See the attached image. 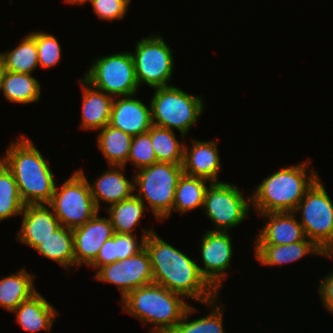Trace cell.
Listing matches in <instances>:
<instances>
[{
    "label": "cell",
    "mask_w": 333,
    "mask_h": 333,
    "mask_svg": "<svg viewBox=\"0 0 333 333\" xmlns=\"http://www.w3.org/2000/svg\"><path fill=\"white\" fill-rule=\"evenodd\" d=\"M145 248L151 259L153 283L205 305L218 298V292L202 276L199 265L155 232L146 237Z\"/></svg>",
    "instance_id": "cell-1"
},
{
    "label": "cell",
    "mask_w": 333,
    "mask_h": 333,
    "mask_svg": "<svg viewBox=\"0 0 333 333\" xmlns=\"http://www.w3.org/2000/svg\"><path fill=\"white\" fill-rule=\"evenodd\" d=\"M25 138L12 142L0 160L12 172L25 205L48 204L56 186L52 170L33 142Z\"/></svg>",
    "instance_id": "cell-2"
},
{
    "label": "cell",
    "mask_w": 333,
    "mask_h": 333,
    "mask_svg": "<svg viewBox=\"0 0 333 333\" xmlns=\"http://www.w3.org/2000/svg\"><path fill=\"white\" fill-rule=\"evenodd\" d=\"M307 167L308 161L274 172L263 179L247 201H252L258 214L294 212L307 190L319 178L313 169L311 173L307 172Z\"/></svg>",
    "instance_id": "cell-3"
},
{
    "label": "cell",
    "mask_w": 333,
    "mask_h": 333,
    "mask_svg": "<svg viewBox=\"0 0 333 333\" xmlns=\"http://www.w3.org/2000/svg\"><path fill=\"white\" fill-rule=\"evenodd\" d=\"M122 304L125 312L137 317L142 323L155 325L150 333H169L190 306L182 295L156 283L130 291L122 299Z\"/></svg>",
    "instance_id": "cell-4"
},
{
    "label": "cell",
    "mask_w": 333,
    "mask_h": 333,
    "mask_svg": "<svg viewBox=\"0 0 333 333\" xmlns=\"http://www.w3.org/2000/svg\"><path fill=\"white\" fill-rule=\"evenodd\" d=\"M203 104L202 96L195 97L174 85L155 88L150 100L153 125L178 129L184 137L199 119Z\"/></svg>",
    "instance_id": "cell-5"
},
{
    "label": "cell",
    "mask_w": 333,
    "mask_h": 333,
    "mask_svg": "<svg viewBox=\"0 0 333 333\" xmlns=\"http://www.w3.org/2000/svg\"><path fill=\"white\" fill-rule=\"evenodd\" d=\"M182 174V164L168 162H156L136 171L134 189L139 187L136 196L142 202L146 198L157 220L168 218L173 211L175 190Z\"/></svg>",
    "instance_id": "cell-6"
},
{
    "label": "cell",
    "mask_w": 333,
    "mask_h": 333,
    "mask_svg": "<svg viewBox=\"0 0 333 333\" xmlns=\"http://www.w3.org/2000/svg\"><path fill=\"white\" fill-rule=\"evenodd\" d=\"M87 180L83 171L78 170L60 186V190L55 186L48 205L61 226L73 230L83 226L99 212Z\"/></svg>",
    "instance_id": "cell-7"
},
{
    "label": "cell",
    "mask_w": 333,
    "mask_h": 333,
    "mask_svg": "<svg viewBox=\"0 0 333 333\" xmlns=\"http://www.w3.org/2000/svg\"><path fill=\"white\" fill-rule=\"evenodd\" d=\"M318 178L298 204L302 218L299 222L306 237L326 256H333V203Z\"/></svg>",
    "instance_id": "cell-8"
},
{
    "label": "cell",
    "mask_w": 333,
    "mask_h": 333,
    "mask_svg": "<svg viewBox=\"0 0 333 333\" xmlns=\"http://www.w3.org/2000/svg\"><path fill=\"white\" fill-rule=\"evenodd\" d=\"M88 70L83 78L112 97L136 94L138 90L131 52L98 58Z\"/></svg>",
    "instance_id": "cell-9"
},
{
    "label": "cell",
    "mask_w": 333,
    "mask_h": 333,
    "mask_svg": "<svg viewBox=\"0 0 333 333\" xmlns=\"http://www.w3.org/2000/svg\"><path fill=\"white\" fill-rule=\"evenodd\" d=\"M161 36H149L136 42L134 60L136 79L152 88L166 87L174 68L173 52Z\"/></svg>",
    "instance_id": "cell-10"
},
{
    "label": "cell",
    "mask_w": 333,
    "mask_h": 333,
    "mask_svg": "<svg viewBox=\"0 0 333 333\" xmlns=\"http://www.w3.org/2000/svg\"><path fill=\"white\" fill-rule=\"evenodd\" d=\"M232 183L212 182L207 187L203 209L214 223L215 230L227 232L247 217L250 204Z\"/></svg>",
    "instance_id": "cell-11"
},
{
    "label": "cell",
    "mask_w": 333,
    "mask_h": 333,
    "mask_svg": "<svg viewBox=\"0 0 333 333\" xmlns=\"http://www.w3.org/2000/svg\"><path fill=\"white\" fill-rule=\"evenodd\" d=\"M95 278L115 284L123 299L130 291L153 283L150 255L144 247L136 255L100 267Z\"/></svg>",
    "instance_id": "cell-12"
},
{
    "label": "cell",
    "mask_w": 333,
    "mask_h": 333,
    "mask_svg": "<svg viewBox=\"0 0 333 333\" xmlns=\"http://www.w3.org/2000/svg\"><path fill=\"white\" fill-rule=\"evenodd\" d=\"M201 254L204 268L199 267L202 276L219 293L222 280L232 258V240L228 232L206 231L202 236ZM225 272V273H224Z\"/></svg>",
    "instance_id": "cell-13"
},
{
    "label": "cell",
    "mask_w": 333,
    "mask_h": 333,
    "mask_svg": "<svg viewBox=\"0 0 333 333\" xmlns=\"http://www.w3.org/2000/svg\"><path fill=\"white\" fill-rule=\"evenodd\" d=\"M99 213L83 226L72 230L74 239L75 266L90 265L97 257L101 246L115 234L111 221L99 217Z\"/></svg>",
    "instance_id": "cell-14"
},
{
    "label": "cell",
    "mask_w": 333,
    "mask_h": 333,
    "mask_svg": "<svg viewBox=\"0 0 333 333\" xmlns=\"http://www.w3.org/2000/svg\"><path fill=\"white\" fill-rule=\"evenodd\" d=\"M135 94L114 97L109 125L132 137L149 131L152 122L151 106L147 107Z\"/></svg>",
    "instance_id": "cell-15"
},
{
    "label": "cell",
    "mask_w": 333,
    "mask_h": 333,
    "mask_svg": "<svg viewBox=\"0 0 333 333\" xmlns=\"http://www.w3.org/2000/svg\"><path fill=\"white\" fill-rule=\"evenodd\" d=\"M22 214V225L17 240L32 248H35L61 226L48 204H27L24 206Z\"/></svg>",
    "instance_id": "cell-16"
},
{
    "label": "cell",
    "mask_w": 333,
    "mask_h": 333,
    "mask_svg": "<svg viewBox=\"0 0 333 333\" xmlns=\"http://www.w3.org/2000/svg\"><path fill=\"white\" fill-rule=\"evenodd\" d=\"M268 218L255 245H285L309 240L302 225L296 220L295 212H270L259 214Z\"/></svg>",
    "instance_id": "cell-17"
},
{
    "label": "cell",
    "mask_w": 333,
    "mask_h": 333,
    "mask_svg": "<svg viewBox=\"0 0 333 333\" xmlns=\"http://www.w3.org/2000/svg\"><path fill=\"white\" fill-rule=\"evenodd\" d=\"M184 146L183 173L201 177L212 182L218 181V174L221 170L220 157L215 140L196 141L192 140L190 149Z\"/></svg>",
    "instance_id": "cell-18"
},
{
    "label": "cell",
    "mask_w": 333,
    "mask_h": 333,
    "mask_svg": "<svg viewBox=\"0 0 333 333\" xmlns=\"http://www.w3.org/2000/svg\"><path fill=\"white\" fill-rule=\"evenodd\" d=\"M83 79V80H82ZM81 128L100 130L110 122L114 97L93 86L82 78Z\"/></svg>",
    "instance_id": "cell-19"
},
{
    "label": "cell",
    "mask_w": 333,
    "mask_h": 333,
    "mask_svg": "<svg viewBox=\"0 0 333 333\" xmlns=\"http://www.w3.org/2000/svg\"><path fill=\"white\" fill-rule=\"evenodd\" d=\"M109 167L111 169L103 172L92 185L89 183L91 195L98 210L100 208V200L113 205L130 198L135 190L134 183L126 179L123 173L119 171L124 169V166L111 165Z\"/></svg>",
    "instance_id": "cell-20"
},
{
    "label": "cell",
    "mask_w": 333,
    "mask_h": 333,
    "mask_svg": "<svg viewBox=\"0 0 333 333\" xmlns=\"http://www.w3.org/2000/svg\"><path fill=\"white\" fill-rule=\"evenodd\" d=\"M17 322L24 331L35 333L40 330L50 332L57 310L39 293L22 302L14 311Z\"/></svg>",
    "instance_id": "cell-21"
},
{
    "label": "cell",
    "mask_w": 333,
    "mask_h": 333,
    "mask_svg": "<svg viewBox=\"0 0 333 333\" xmlns=\"http://www.w3.org/2000/svg\"><path fill=\"white\" fill-rule=\"evenodd\" d=\"M323 255L326 256L312 241H298L285 245H255V257L262 265H282L297 261L305 255Z\"/></svg>",
    "instance_id": "cell-22"
},
{
    "label": "cell",
    "mask_w": 333,
    "mask_h": 333,
    "mask_svg": "<svg viewBox=\"0 0 333 333\" xmlns=\"http://www.w3.org/2000/svg\"><path fill=\"white\" fill-rule=\"evenodd\" d=\"M41 87L31 74L15 73L4 70L0 92L10 102L29 104L40 99Z\"/></svg>",
    "instance_id": "cell-23"
},
{
    "label": "cell",
    "mask_w": 333,
    "mask_h": 333,
    "mask_svg": "<svg viewBox=\"0 0 333 333\" xmlns=\"http://www.w3.org/2000/svg\"><path fill=\"white\" fill-rule=\"evenodd\" d=\"M34 276L21 269L16 274L0 279V306L14 311L22 302L28 300L35 290Z\"/></svg>",
    "instance_id": "cell-24"
},
{
    "label": "cell",
    "mask_w": 333,
    "mask_h": 333,
    "mask_svg": "<svg viewBox=\"0 0 333 333\" xmlns=\"http://www.w3.org/2000/svg\"><path fill=\"white\" fill-rule=\"evenodd\" d=\"M34 249L45 258L56 261L64 268L75 265L72 229L60 226Z\"/></svg>",
    "instance_id": "cell-25"
},
{
    "label": "cell",
    "mask_w": 333,
    "mask_h": 333,
    "mask_svg": "<svg viewBox=\"0 0 333 333\" xmlns=\"http://www.w3.org/2000/svg\"><path fill=\"white\" fill-rule=\"evenodd\" d=\"M100 131L97 136V145L108 165H126L133 137L109 124Z\"/></svg>",
    "instance_id": "cell-26"
},
{
    "label": "cell",
    "mask_w": 333,
    "mask_h": 333,
    "mask_svg": "<svg viewBox=\"0 0 333 333\" xmlns=\"http://www.w3.org/2000/svg\"><path fill=\"white\" fill-rule=\"evenodd\" d=\"M206 181L209 180L183 173L175 190L173 210L185 214L190 210L202 208L207 189Z\"/></svg>",
    "instance_id": "cell-27"
},
{
    "label": "cell",
    "mask_w": 333,
    "mask_h": 333,
    "mask_svg": "<svg viewBox=\"0 0 333 333\" xmlns=\"http://www.w3.org/2000/svg\"><path fill=\"white\" fill-rule=\"evenodd\" d=\"M145 204L136 194L106 208L115 233L132 234L143 217Z\"/></svg>",
    "instance_id": "cell-28"
},
{
    "label": "cell",
    "mask_w": 333,
    "mask_h": 333,
    "mask_svg": "<svg viewBox=\"0 0 333 333\" xmlns=\"http://www.w3.org/2000/svg\"><path fill=\"white\" fill-rule=\"evenodd\" d=\"M1 55L6 71L31 74L39 65L36 41L30 34L12 51Z\"/></svg>",
    "instance_id": "cell-29"
},
{
    "label": "cell",
    "mask_w": 333,
    "mask_h": 333,
    "mask_svg": "<svg viewBox=\"0 0 333 333\" xmlns=\"http://www.w3.org/2000/svg\"><path fill=\"white\" fill-rule=\"evenodd\" d=\"M215 301L217 298L207 303L214 309L209 315L187 322L189 314L195 312V308L190 305L183 318L169 333H225L222 324L224 308L222 305H215Z\"/></svg>",
    "instance_id": "cell-30"
},
{
    "label": "cell",
    "mask_w": 333,
    "mask_h": 333,
    "mask_svg": "<svg viewBox=\"0 0 333 333\" xmlns=\"http://www.w3.org/2000/svg\"><path fill=\"white\" fill-rule=\"evenodd\" d=\"M150 137L157 162L183 164L185 145L178 142L173 130L152 125Z\"/></svg>",
    "instance_id": "cell-31"
},
{
    "label": "cell",
    "mask_w": 333,
    "mask_h": 333,
    "mask_svg": "<svg viewBox=\"0 0 333 333\" xmlns=\"http://www.w3.org/2000/svg\"><path fill=\"white\" fill-rule=\"evenodd\" d=\"M24 206L12 172L0 160V221L22 215Z\"/></svg>",
    "instance_id": "cell-32"
},
{
    "label": "cell",
    "mask_w": 333,
    "mask_h": 333,
    "mask_svg": "<svg viewBox=\"0 0 333 333\" xmlns=\"http://www.w3.org/2000/svg\"><path fill=\"white\" fill-rule=\"evenodd\" d=\"M30 35L36 41L39 66L51 68L57 65L62 54L57 38L45 32H33Z\"/></svg>",
    "instance_id": "cell-33"
},
{
    "label": "cell",
    "mask_w": 333,
    "mask_h": 333,
    "mask_svg": "<svg viewBox=\"0 0 333 333\" xmlns=\"http://www.w3.org/2000/svg\"><path fill=\"white\" fill-rule=\"evenodd\" d=\"M128 161H131L138 169L149 167L157 162L151 143L150 129L132 138L127 163Z\"/></svg>",
    "instance_id": "cell-34"
},
{
    "label": "cell",
    "mask_w": 333,
    "mask_h": 333,
    "mask_svg": "<svg viewBox=\"0 0 333 333\" xmlns=\"http://www.w3.org/2000/svg\"><path fill=\"white\" fill-rule=\"evenodd\" d=\"M131 0H92L94 13L103 20L123 19Z\"/></svg>",
    "instance_id": "cell-35"
},
{
    "label": "cell",
    "mask_w": 333,
    "mask_h": 333,
    "mask_svg": "<svg viewBox=\"0 0 333 333\" xmlns=\"http://www.w3.org/2000/svg\"><path fill=\"white\" fill-rule=\"evenodd\" d=\"M152 232H154L153 229H146L141 236L140 244L134 234L116 233V261L139 253L145 247L146 237Z\"/></svg>",
    "instance_id": "cell-36"
},
{
    "label": "cell",
    "mask_w": 333,
    "mask_h": 333,
    "mask_svg": "<svg viewBox=\"0 0 333 333\" xmlns=\"http://www.w3.org/2000/svg\"><path fill=\"white\" fill-rule=\"evenodd\" d=\"M116 262V233L101 246L96 259L89 265L97 270L107 264Z\"/></svg>",
    "instance_id": "cell-37"
},
{
    "label": "cell",
    "mask_w": 333,
    "mask_h": 333,
    "mask_svg": "<svg viewBox=\"0 0 333 333\" xmlns=\"http://www.w3.org/2000/svg\"><path fill=\"white\" fill-rule=\"evenodd\" d=\"M318 291L320 293L321 301L324 307L333 314V273L327 275L321 281Z\"/></svg>",
    "instance_id": "cell-38"
},
{
    "label": "cell",
    "mask_w": 333,
    "mask_h": 333,
    "mask_svg": "<svg viewBox=\"0 0 333 333\" xmlns=\"http://www.w3.org/2000/svg\"><path fill=\"white\" fill-rule=\"evenodd\" d=\"M92 0H65L66 3L71 4H83L85 2H91Z\"/></svg>",
    "instance_id": "cell-39"
},
{
    "label": "cell",
    "mask_w": 333,
    "mask_h": 333,
    "mask_svg": "<svg viewBox=\"0 0 333 333\" xmlns=\"http://www.w3.org/2000/svg\"><path fill=\"white\" fill-rule=\"evenodd\" d=\"M3 72H4V63H3L2 55L0 53V86H1V79H2Z\"/></svg>",
    "instance_id": "cell-40"
}]
</instances>
